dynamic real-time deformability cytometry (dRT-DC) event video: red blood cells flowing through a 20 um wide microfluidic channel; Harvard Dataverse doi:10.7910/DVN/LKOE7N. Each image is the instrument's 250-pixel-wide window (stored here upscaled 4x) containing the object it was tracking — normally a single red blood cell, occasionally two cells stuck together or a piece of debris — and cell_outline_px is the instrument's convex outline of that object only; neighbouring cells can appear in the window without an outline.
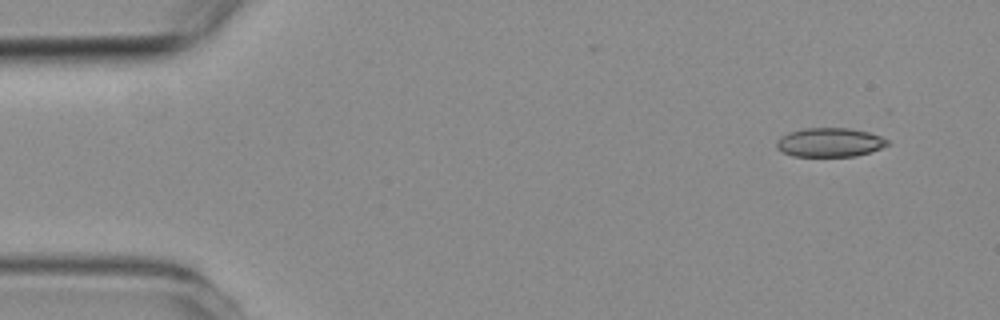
{"species": "common noctule bat (a hibernating species)", "species_latin": "Nyctalus noctula", "temperature_condition": "room temperature", "stored_images_in_passage": 4, "camera_frame_rate_fps": 3000, "um_per_image_px": 0.085, "animal": {"sex": "female", "body_mass_g": 19.3, "forearm_length_mm": 54.1}, "frame": {"image": 1, "passage_image": 1, "time_ms": 0.0, "image_size_px": [1000, 320], "cell_outline_px": [[892, 144], [856, 156], [792, 156], [776, 148], [776, 140], [780, 136], [788, 132], [804, 128], [848, 128], [868, 132], [880, 136], [888, 140]], "centroid_in_image_um": [70.5, 12.1], "position_along_channel_um": 14.5, "area_um2": 18.79}}
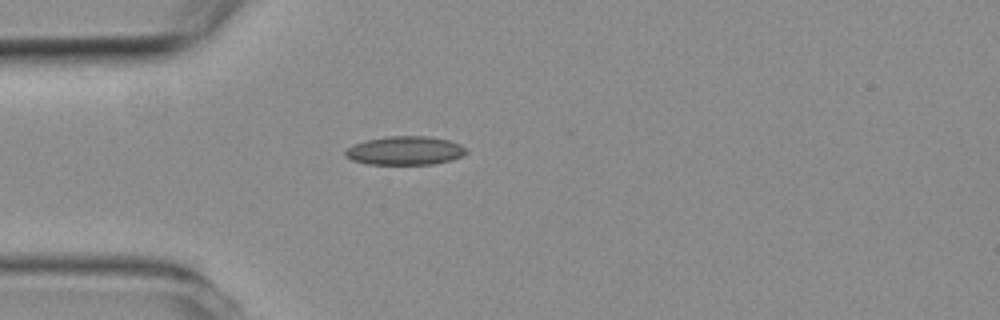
{"frame": {"image": 2, "passage_image": 4, "time_ms": 3.333, "image_size_px": [1000, 320], "cell_outline_px": [[468, 152], [452, 160], [432, 164], [368, 164], [352, 160], [344, 156], [344, 152], [348, 148], [364, 140], [388, 136], [428, 136], [448, 140], [460, 144], [468, 148]], "centroid_in_image_um": [34.44, 12.8], "position_along_channel_um": 50.6, "area_um2": 20.23}}